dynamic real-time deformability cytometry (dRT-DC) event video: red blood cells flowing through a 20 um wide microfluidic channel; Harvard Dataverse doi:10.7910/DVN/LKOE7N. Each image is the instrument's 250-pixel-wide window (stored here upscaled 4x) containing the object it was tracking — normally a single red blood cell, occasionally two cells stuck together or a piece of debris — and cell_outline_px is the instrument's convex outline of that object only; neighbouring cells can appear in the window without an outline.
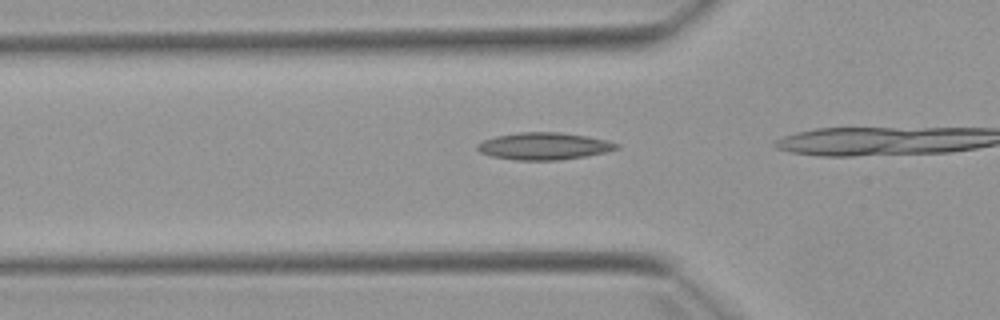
{"species": "Egyptian fruit bat (a non-hibernating species)", "species_latin": "Rousettus aegyptiacus", "temperature_condition": "warm", "stored_images_in_passage": 3, "camera_frame_rate_fps": 3000, "um_per_image_px": 0.085, "animal": {"sex": "female"}, "frame": {"image": 1, "passage_image": 3, "time_ms": 2.333, "image_size_px": [1000, 320], "cell_outline_px": [[620, 148], [604, 152], [584, 156], [560, 160], [516, 160], [492, 156], [480, 152], [476, 148], [476, 144], [484, 140], [496, 136], [516, 132], [560, 132], [588, 136], [608, 140], [620, 144]], "centroid_in_image_um": [46.25, 12.41], "position_along_channel_um": 79.6, "area_um2": 22.08}}